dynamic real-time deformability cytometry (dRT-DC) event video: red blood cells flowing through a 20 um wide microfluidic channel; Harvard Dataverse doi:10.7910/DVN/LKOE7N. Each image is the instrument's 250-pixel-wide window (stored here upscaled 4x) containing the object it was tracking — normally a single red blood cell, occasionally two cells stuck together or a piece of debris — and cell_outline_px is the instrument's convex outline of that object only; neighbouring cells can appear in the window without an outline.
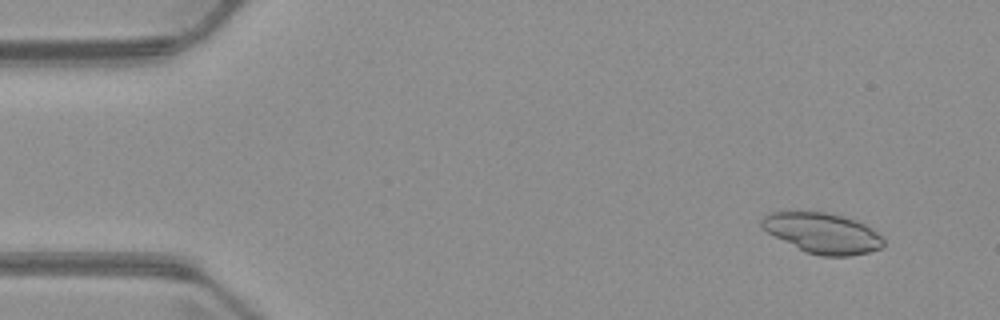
{"species": "common noctule bat (a hibernating species)", "species_latin": "Nyctalus noctula", "temperature_condition": "warm", "stored_images_in_passage": 5, "camera_frame_rate_fps": 3000, "um_per_image_px": 0.085, "animal": {"sex": "male", "body_mass_g": 23.1, "forearm_length_mm": 52.7}, "frame": {"image": 1, "passage_image": 2, "time_ms": 1.333, "image_size_px": [1000, 320], "cell_outline_px": [[884, 244], [880, 248], [868, 252], [848, 256], [820, 256], [808, 252], [768, 232], [760, 224], [760, 220], [768, 212], [824, 212], [844, 216], [856, 220], [872, 228], [884, 240]], "centroid_in_image_um": [69.94, 19.8], "position_along_channel_um": 15.1, "area_um2": 28.15}}